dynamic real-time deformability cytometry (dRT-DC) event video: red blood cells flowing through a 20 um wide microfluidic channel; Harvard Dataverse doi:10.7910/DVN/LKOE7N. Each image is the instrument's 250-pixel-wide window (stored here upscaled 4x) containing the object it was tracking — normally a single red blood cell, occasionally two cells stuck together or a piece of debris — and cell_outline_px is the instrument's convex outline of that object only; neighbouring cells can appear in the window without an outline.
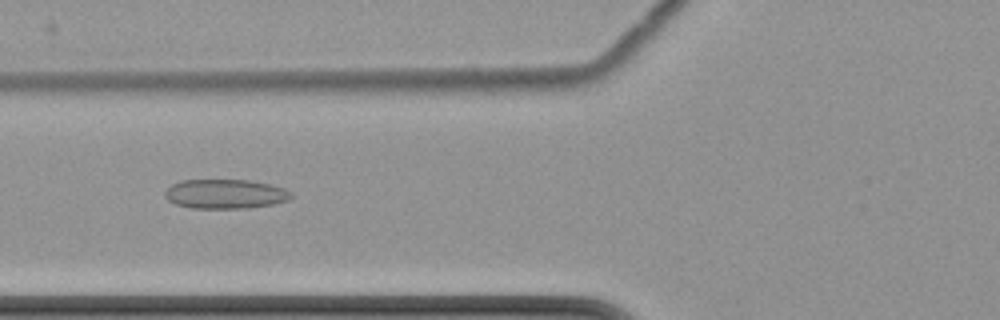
{"species": "common noctule bat (a hibernating species)", "species_latin": "Nyctalus noctula", "temperature_condition": "cold", "stored_images_in_passage": 6, "camera_frame_rate_fps": 3000, "um_per_image_px": 0.085, "animal": {"sex": "female", "body_mass_g": 22.7, "forearm_length_mm": 54.2}, "frame": {"image": 1, "passage_image": 6, "time_ms": 6.0, "image_size_px": [1000, 320], "cell_outline_px": [[292, 196], [288, 200], [272, 204], [248, 208], [192, 208], [176, 204], [168, 200], [164, 196], [164, 192], [172, 184], [180, 180], [248, 180], [268, 184], [284, 188], [292, 192]], "centroid_in_image_um": [19.13, 16.48], "position_along_channel_um": 106.7, "area_um2": 21.56}}